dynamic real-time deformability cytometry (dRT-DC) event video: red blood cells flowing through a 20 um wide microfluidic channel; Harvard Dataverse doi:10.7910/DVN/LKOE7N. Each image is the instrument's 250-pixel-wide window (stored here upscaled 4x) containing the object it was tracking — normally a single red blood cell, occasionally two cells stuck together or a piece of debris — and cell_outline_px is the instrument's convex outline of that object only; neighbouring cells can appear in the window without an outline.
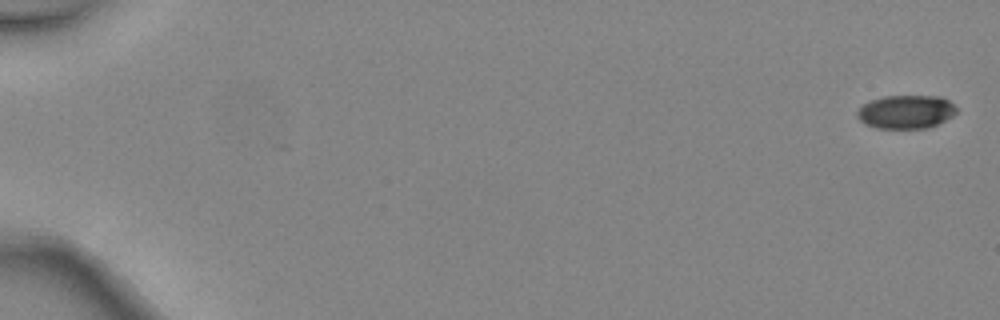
{"species": "common noctule bat (a hibernating species)", "species_latin": "Nyctalus noctula", "temperature_condition": "warm", "stored_images_in_passage": 4, "camera_frame_rate_fps": 3000, "um_per_image_px": 0.085, "animal": {"sex": "female", "body_mass_g": 24.6, "forearm_length_mm": 56.2}, "frame": {"image": 1, "passage_image": 1, "time_ms": 0.0, "image_size_px": [1000, 320], "cell_outline_px": [[956, 112], [952, 116], [928, 128], [876, 128], [864, 124], [856, 116], [856, 112], [868, 100], [884, 96], [940, 96], [948, 100], [956, 108]], "centroid_in_image_um": [76.97, 9.5], "position_along_channel_um": 8.0, "area_um2": 19.36}}
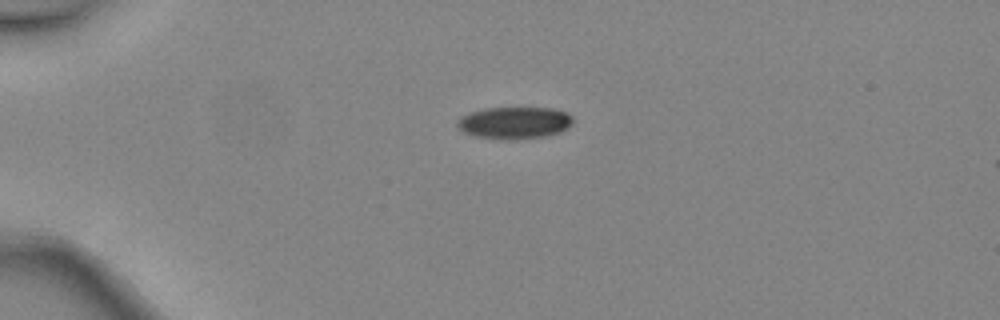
{"frame": {"image": 2, "passage_image": 3, "time_ms": 0.667, "image_size_px": [1000, 320], "cell_outline_px": [[572, 124], [568, 128], [560, 132], [548, 136], [504, 140], [500, 140], [472, 136], [464, 132], [456, 124], [456, 120], [460, 116], [484, 108], [552, 108], [568, 112], [572, 116]], "centroid_in_image_um": [43.73, 10.44], "position_along_channel_um": 41.3, "area_um2": 21.85}}